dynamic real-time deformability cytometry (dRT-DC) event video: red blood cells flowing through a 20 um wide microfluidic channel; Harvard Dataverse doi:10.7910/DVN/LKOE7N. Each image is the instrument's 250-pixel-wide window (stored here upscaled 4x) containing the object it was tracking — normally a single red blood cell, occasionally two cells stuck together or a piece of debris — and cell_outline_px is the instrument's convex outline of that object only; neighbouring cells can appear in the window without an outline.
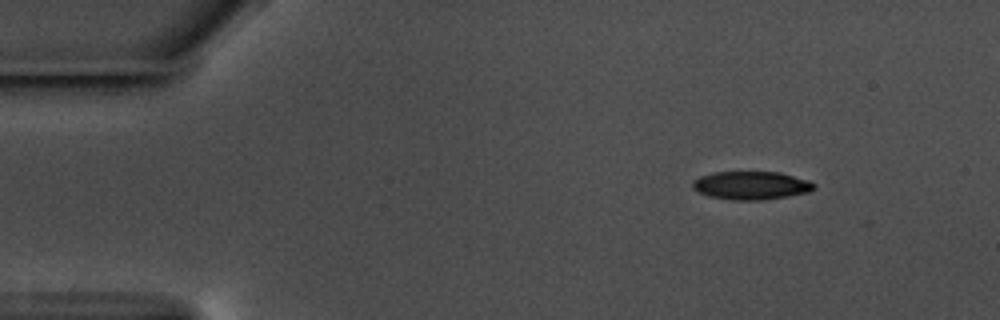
{"species": "common noctule bat (a hibernating species)", "species_latin": "Nyctalus noctula", "temperature_condition": "warm", "stored_images_in_passage": 46, "camera_frame_rate_fps": 3000, "um_per_image_px": 0.085, "animal": {"sex": "male", "body_mass_g": 17.5, "forearm_length_mm": 52.3}, "frame": {"image": 1, "passage_image": 1, "time_ms": 0.0, "image_size_px": [1000, 320], "cell_outline_px": [[816, 188], [808, 192], [788, 196], [760, 200], [736, 200], [708, 196], [692, 188], [692, 180], [700, 176], [716, 172], [780, 172], [816, 184]], "centroid_in_image_um": [63.82, 15.76], "position_along_channel_um": 21.2, "area_um2": 19.77}}
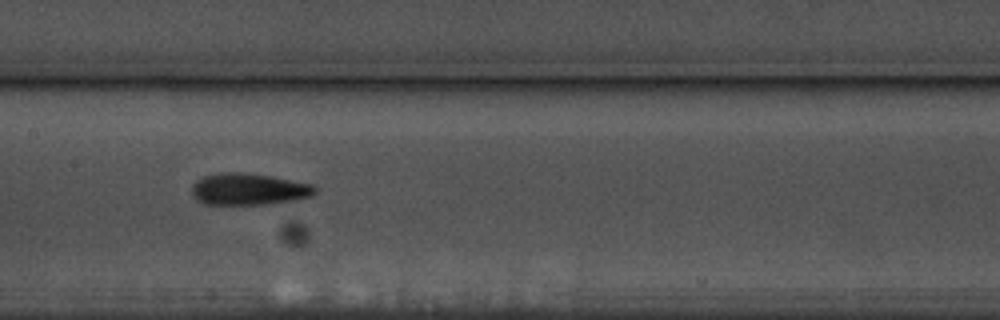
{"frame": {"image": 2, "passage_image": 22, "time_ms": 7.0, "image_size_px": [1000, 320], "cell_outline_px": [[316, 192], [312, 196], [300, 200], [268, 204], [204, 204], [196, 200], [192, 196], [192, 184], [196, 180], [204, 176], [220, 172], [236, 172], [272, 176], [312, 184], [316, 188]], "centroid_in_image_um": [21.14, 16.09], "position_along_channel_um": 186.3, "area_um2": 23.0}}
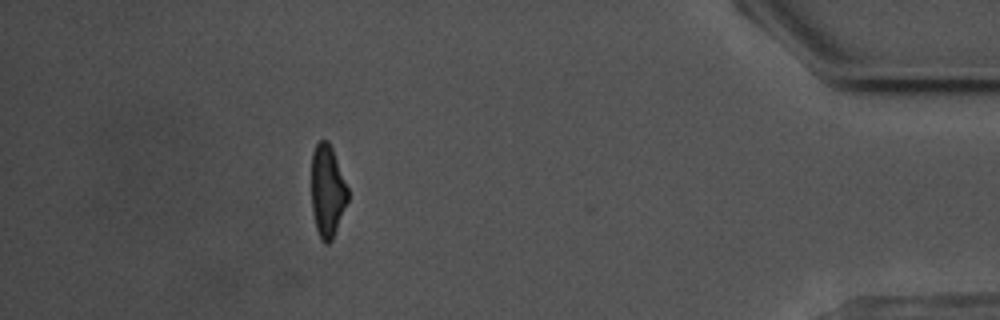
{"frame": {"image": 3, "passage_image": 45, "time_ms": 14.667, "image_size_px": [1000, 320], "cell_outline_px": [[348, 200], [332, 240], [328, 244], [324, 244], [320, 240], [316, 228], [312, 212], [312, 152], [316, 144], [320, 140], [328, 140], [332, 148], [348, 188]], "centroid_in_image_um": [27.82, 16.25], "position_along_channel_um": 407.4, "area_um2": 19.54}, "authors_computed_cell_mechanics": {"area_um2": 21.386, "velocity_mm_per_s": 3.5731, "shape_relaxation_time_tau1_ms": 5.3569, "shape_relaxation_time_tau2_ms": 3.7775, "deformation_change_tau1": 0.1487, "deformation_change_tau2": 0.1251}}